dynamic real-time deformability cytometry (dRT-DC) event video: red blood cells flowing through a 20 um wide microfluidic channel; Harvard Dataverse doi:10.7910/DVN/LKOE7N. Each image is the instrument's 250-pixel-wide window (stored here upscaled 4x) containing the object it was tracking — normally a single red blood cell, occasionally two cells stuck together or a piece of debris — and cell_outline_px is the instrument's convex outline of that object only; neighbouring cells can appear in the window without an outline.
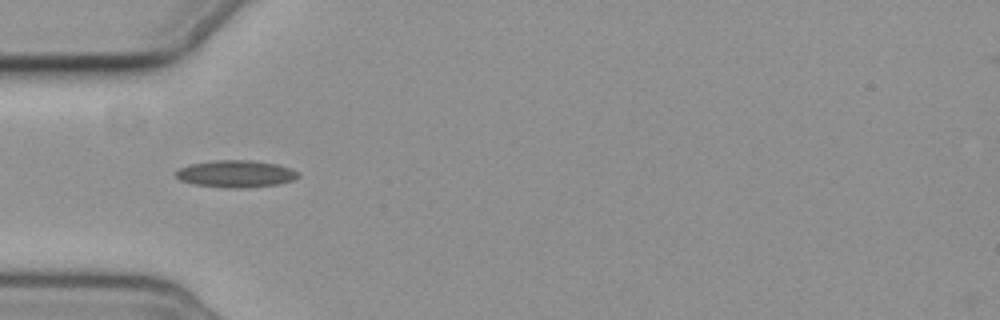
{"species": "common noctule bat (a hibernating species)", "species_latin": "Nyctalus noctula", "temperature_condition": "cold", "stored_images_in_passage": 6, "camera_frame_rate_fps": 3000, "um_per_image_px": 0.085, "animal": {"sex": "female", "body_mass_g": 19.3, "forearm_length_mm": 54.1}, "frame": {"image": 1, "passage_image": 5, "time_ms": 6.0, "image_size_px": [1000, 320], "cell_outline_px": [[300, 176], [292, 180], [280, 184], [248, 188], [224, 188], [192, 184], [180, 180], [176, 176], [176, 172], [180, 168], [188, 164], [212, 160], [252, 160], [276, 164], [288, 168], [296, 172]], "centroid_in_image_um": [20.01, 14.78], "position_along_channel_um": 65.0, "area_um2": 19.42}}
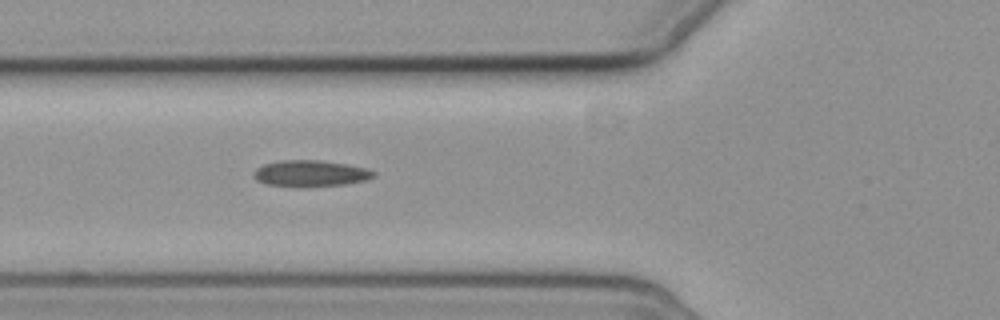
{"frame": {"image": 2, "passage_image": 6, "time_ms": 7.0, "image_size_px": [1000, 320], "cell_outline_px": [[376, 176], [368, 180], [348, 184], [264, 184], [256, 180], [252, 176], [252, 172], [256, 168], [264, 164], [280, 160], [320, 160], [348, 164], [368, 168], [376, 172]], "centroid_in_image_um": [26.44, 14.69], "position_along_channel_um": 99.4, "area_um2": 17.86}}